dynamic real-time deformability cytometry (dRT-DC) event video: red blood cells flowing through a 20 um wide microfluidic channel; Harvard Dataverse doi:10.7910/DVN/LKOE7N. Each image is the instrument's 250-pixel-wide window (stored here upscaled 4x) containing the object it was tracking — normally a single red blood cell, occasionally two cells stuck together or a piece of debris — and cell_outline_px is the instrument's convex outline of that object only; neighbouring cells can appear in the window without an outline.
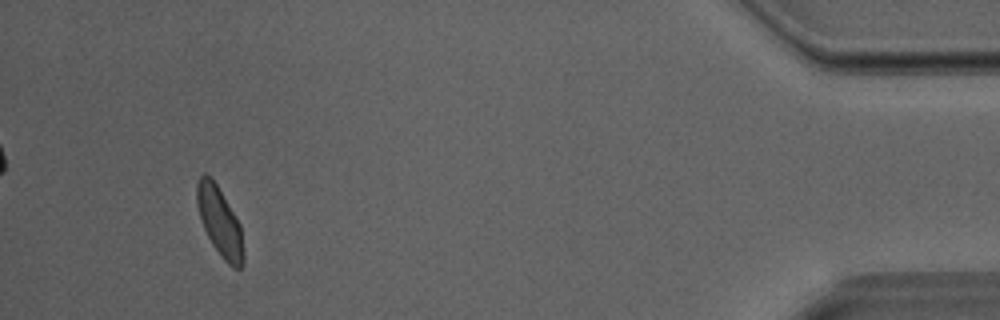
{"species": "Egyptian fruit bat (a non-hibernating species)", "species_latin": "Rousettus aegyptiacus", "temperature_condition": "room temperature", "stored_images_in_passage": 36, "camera_frame_rate_fps": 3000, "um_per_image_px": 0.085, "animal": {"sex": "male"}, "frame": {"image": 1, "passage_image": 35, "time_ms": 11.333, "image_size_px": [1000, 320], "cell_outline_px": [[244, 264], [240, 268], [232, 268], [224, 260], [212, 244], [204, 228], [196, 204], [196, 184], [200, 176], [204, 172], [216, 184], [236, 216], [240, 224], [244, 252]], "centroid_in_image_um": [18.68, 18.87], "position_along_channel_um": 416.5, "area_um2": 18.61}}